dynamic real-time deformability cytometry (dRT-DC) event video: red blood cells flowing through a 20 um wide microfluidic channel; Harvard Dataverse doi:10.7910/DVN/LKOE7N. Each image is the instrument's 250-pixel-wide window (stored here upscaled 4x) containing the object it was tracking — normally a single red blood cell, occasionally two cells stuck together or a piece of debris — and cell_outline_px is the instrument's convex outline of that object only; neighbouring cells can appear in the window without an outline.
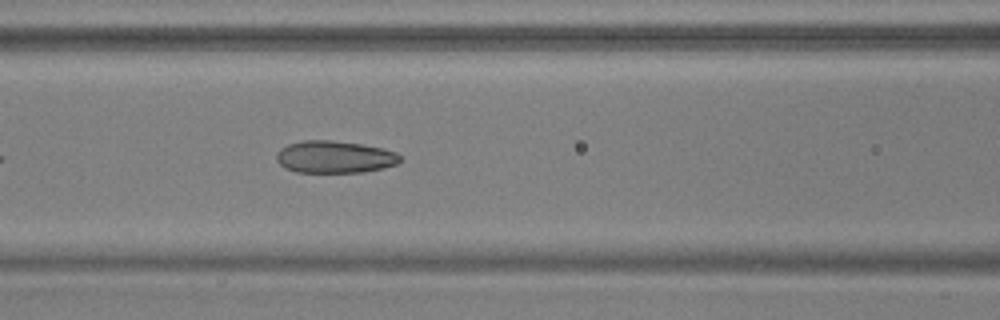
{"species": "common noctule bat (a hibernating species)", "species_latin": "Nyctalus noctula", "temperature_condition": "warm", "stored_images_in_passage": 37, "camera_frame_rate_fps": 3000, "um_per_image_px": 0.085, "animal": {"sex": "male", "body_mass_g": 17.9, "forearm_length_mm": 54.2}, "frame": {"image": 1, "passage_image": 10, "time_ms": 3.0, "image_size_px": [1000, 320], "cell_outline_px": [[400, 160], [396, 164], [384, 168], [364, 172], [296, 172], [280, 164], [276, 160], [276, 152], [280, 148], [288, 144], [304, 140], [332, 140], [360, 144], [380, 148], [396, 152], [400, 156]], "centroid_in_image_um": [28.42, 13.34], "position_along_channel_um": 138.2, "area_um2": 23.12}}
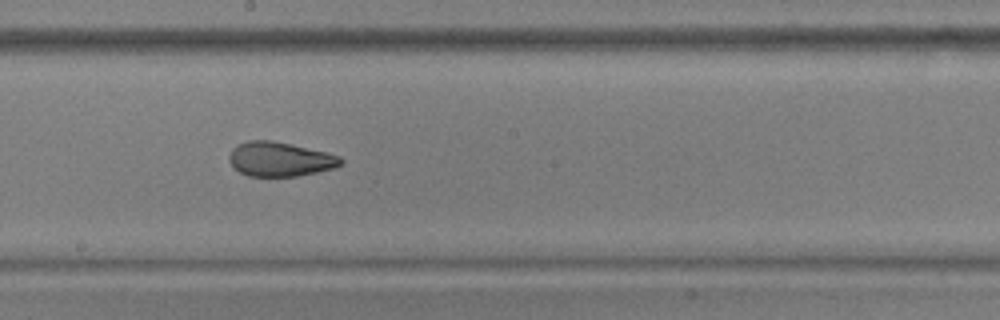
{"frame": {"image": 2, "passage_image": 17, "time_ms": 5.333, "image_size_px": [1000, 320], "cell_outline_px": [[344, 160], [336, 168], [296, 176], [248, 176], [232, 168], [228, 160], [228, 156], [232, 148], [236, 144], [248, 140], [272, 140], [292, 144], [328, 152], [340, 156]], "centroid_in_image_um": [23.77, 13.52], "position_along_channel_um": 224.4, "area_um2": 22.72}}
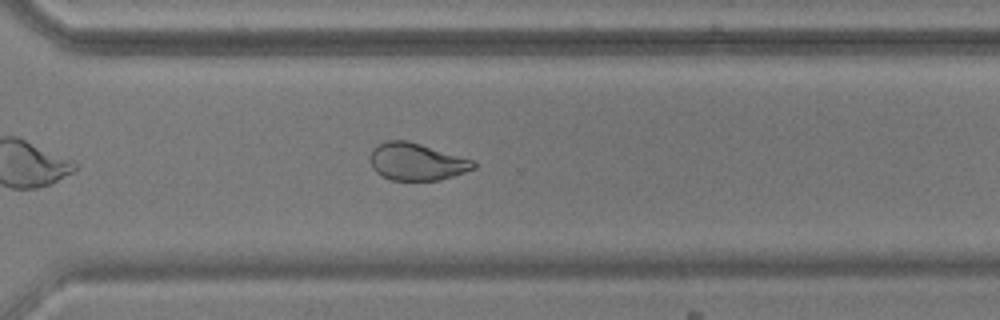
{"frame": {"image": 3, "passage_image": 26, "time_ms": 8.333, "image_size_px": [1000, 320], "cell_outline_px": [[476, 168], [440, 180], [392, 180], [376, 172], [372, 168], [368, 160], [372, 148], [388, 140], [408, 140], [476, 160]], "centroid_in_image_um": [35.42, 13.73], "position_along_channel_um": 335.2, "area_um2": 22.66}}